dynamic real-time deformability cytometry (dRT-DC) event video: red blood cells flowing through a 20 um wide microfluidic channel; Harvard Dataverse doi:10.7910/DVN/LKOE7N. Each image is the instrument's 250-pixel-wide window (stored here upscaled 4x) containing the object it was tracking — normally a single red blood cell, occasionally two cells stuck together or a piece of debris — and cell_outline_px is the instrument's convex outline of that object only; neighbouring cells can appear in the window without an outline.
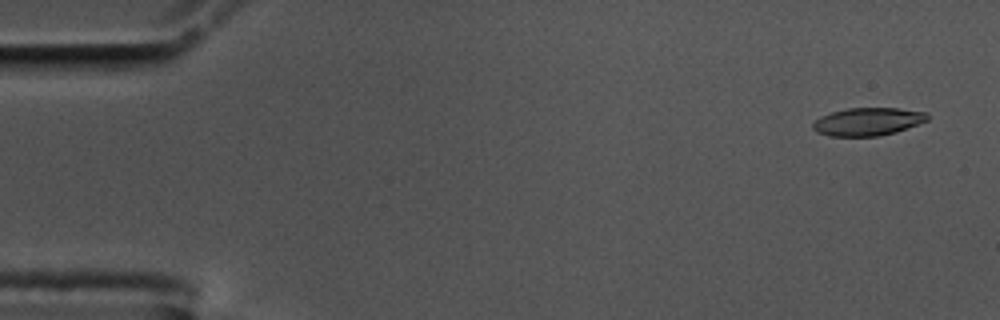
{"species": "common noctule bat (a hibernating species)", "species_latin": "Nyctalus noctula", "temperature_condition": "cold", "stored_images_in_passage": 57, "segment_of_instrument_passage": [1, 2], "camera_frame_rate_fps": 3000, "um_per_image_px": 0.085, "animal": {"sex": "male", "body_mass_g": 17.5, "forearm_length_mm": 52.3}, "frame": {"image": 1, "passage_image": 3, "time_ms": 0.667, "image_size_px": [1000, 320], "cell_outline_px": [[928, 120], [896, 132], [876, 136], [828, 136], [816, 132], [812, 128], [812, 124], [820, 116], [832, 112], [848, 108], [900, 108], [928, 112]], "centroid_in_image_um": [73.76, 10.33], "position_along_channel_um": 11.2, "area_um2": 18.67}}
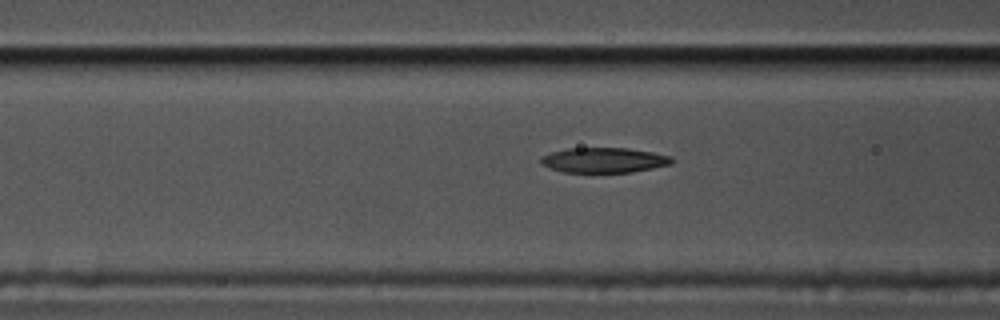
{"frame": {"image": 2, "passage_image": 22, "time_ms": 7.0, "image_size_px": [1000, 320], "cell_outline_px": [[676, 160], [672, 164], [632, 172], [564, 172], [552, 168], [544, 164], [540, 160], [544, 156], [552, 152], [568, 148], [628, 148], [652, 152], [672, 156]], "centroid_in_image_um": [51.43, 13.61], "position_along_channel_um": 115.2, "area_um2": 18.96}}
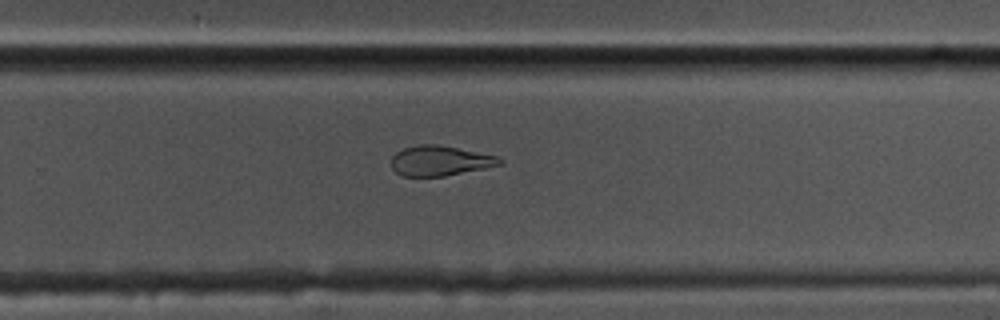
{"frame": {"image": 3, "passage_image": 37, "time_ms": 12.0, "image_size_px": [1000, 320], "cell_outline_px": [[504, 164], [444, 176], [400, 176], [392, 168], [392, 156], [396, 152], [404, 148], [420, 144], [436, 144], [496, 156], [504, 160]], "centroid_in_image_um": [37.38, 13.67], "position_along_channel_um": 292.4, "area_um2": 18.79}}